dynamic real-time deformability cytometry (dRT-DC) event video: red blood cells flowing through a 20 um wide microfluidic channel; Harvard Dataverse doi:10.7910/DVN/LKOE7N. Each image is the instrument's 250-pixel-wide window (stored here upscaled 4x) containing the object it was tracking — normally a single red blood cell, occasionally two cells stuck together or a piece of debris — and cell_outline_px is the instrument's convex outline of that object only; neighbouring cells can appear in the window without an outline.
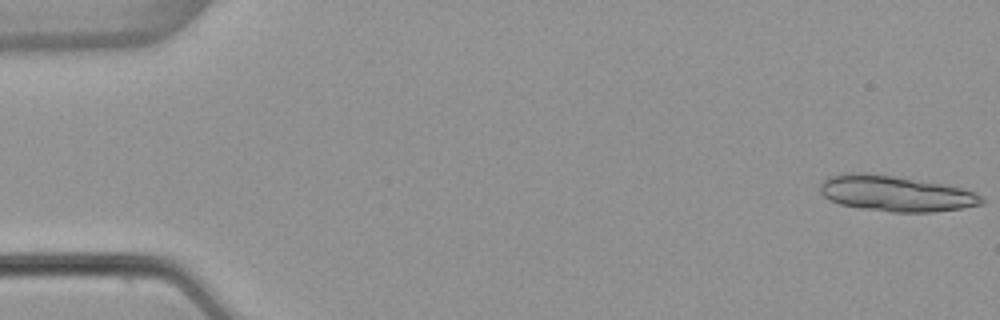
{"species": "common noctule bat (a hibernating species)", "species_latin": "Nyctalus noctula", "temperature_condition": "warm", "stored_images_in_passage": 15, "camera_frame_rate_fps": 3000, "um_per_image_px": 0.085, "animal": {"sex": "female", "body_mass_g": 22.7, "forearm_length_mm": 54.2}, "frame": {"image": 1, "passage_image": 1, "time_ms": 0.0, "image_size_px": [1000, 320], "cell_outline_px": [[984, 204], [960, 208], [932, 212], [892, 212], [860, 208], [840, 204], [824, 196], [820, 192], [820, 184], [828, 176], [844, 172], [864, 172], [892, 176], [940, 184], [960, 188], [972, 192], [980, 196], [984, 200]], "centroid_in_image_um": [76.07, 16.45], "position_along_channel_um": 8.9, "area_um2": 33.23}}